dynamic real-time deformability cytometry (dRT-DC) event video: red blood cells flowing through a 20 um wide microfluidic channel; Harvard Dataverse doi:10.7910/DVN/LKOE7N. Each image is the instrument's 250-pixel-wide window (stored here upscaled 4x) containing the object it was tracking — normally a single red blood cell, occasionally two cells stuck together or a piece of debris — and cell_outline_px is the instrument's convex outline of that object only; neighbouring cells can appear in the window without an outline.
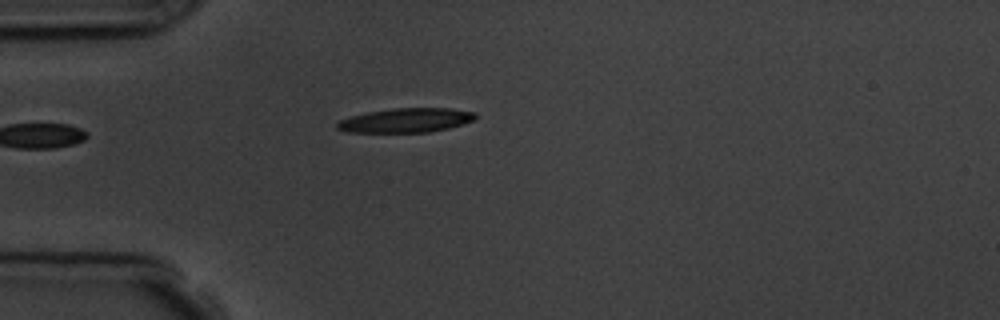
{"species": "common noctule bat (a hibernating species)", "species_latin": "Nyctalus noctula", "temperature_condition": "room temperature", "stored_images_in_passage": 5, "camera_frame_rate_fps": 3000, "um_per_image_px": 0.085, "animal": {"sex": "male", "body_mass_g": 19.5, "forearm_length_mm": 54.6}, "frame": {"image": 1, "passage_image": 5, "time_ms": 4.667, "image_size_px": [1000, 320], "cell_outline_px": [[476, 116], [472, 120], [448, 128], [428, 132], [348, 132], [336, 128], [336, 124], [340, 120], [352, 116], [368, 112], [392, 108], [452, 108], [476, 112]], "centroid_in_image_um": [34.5, 10.22], "position_along_channel_um": 50.5, "area_um2": 19.36}}